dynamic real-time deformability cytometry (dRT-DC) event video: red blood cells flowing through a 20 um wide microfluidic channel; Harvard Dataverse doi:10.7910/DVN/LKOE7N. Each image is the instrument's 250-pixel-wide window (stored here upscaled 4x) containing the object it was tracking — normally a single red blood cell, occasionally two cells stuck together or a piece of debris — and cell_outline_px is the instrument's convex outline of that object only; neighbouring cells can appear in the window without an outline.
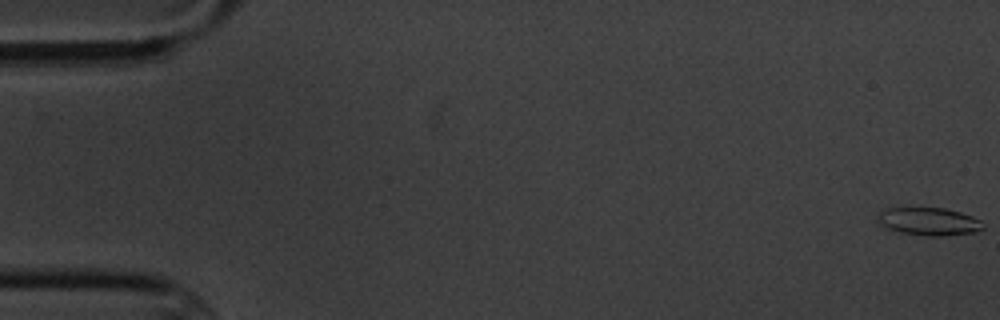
{"species": "common noctule bat (a hibernating species)", "species_latin": "Nyctalus noctula", "temperature_condition": "cold", "stored_images_in_passage": 7, "camera_frame_rate_fps": 3000, "um_per_image_px": 0.085, "animal": {"sex": "male", "body_mass_g": 20.1, "forearm_length_mm": 53.5}, "frame": {"image": 1, "passage_image": 1, "time_ms": 0.0, "image_size_px": [1000, 320], "cell_outline_px": [[984, 228], [976, 232], [944, 236], [928, 236], [900, 232], [888, 228], [880, 224], [876, 216], [880, 212], [888, 208], [944, 208], [960, 212], [972, 216], [980, 220]], "centroid_in_image_um": [78.97, 18.83], "position_along_channel_um": 6.0, "area_um2": 16.99}}
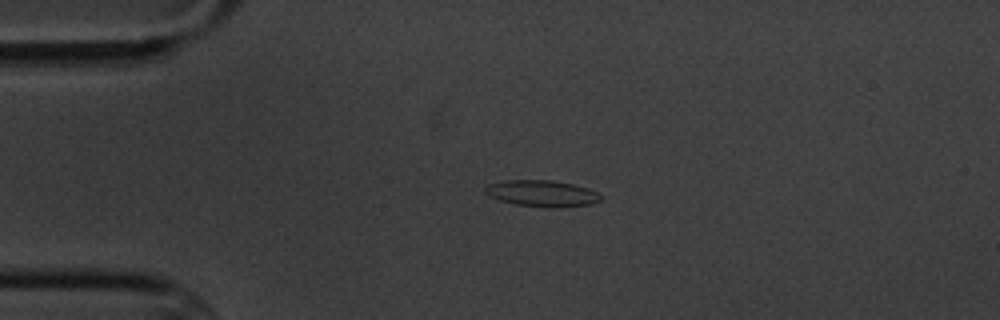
{"frame": {"image": 2, "passage_image": 5, "time_ms": 4.333, "image_size_px": [1000, 320], "cell_outline_px": [[600, 200], [592, 204], [556, 208], [548, 208], [516, 204], [500, 200], [488, 196], [484, 192], [484, 188], [488, 184], [504, 180], [552, 180], [572, 184], [588, 188], [596, 192], [600, 196]], "centroid_in_image_um": [46.04, 16.44], "position_along_channel_um": 39.0, "area_um2": 17.8}}
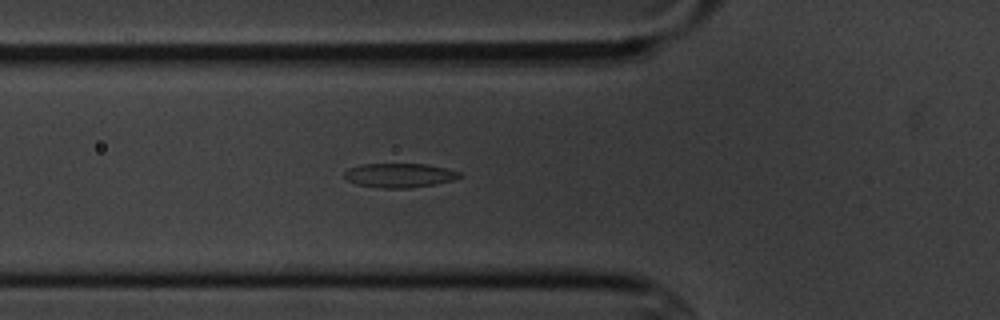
{"frame": {"image": 3, "passage_image": 7, "time_ms": 6.667, "image_size_px": [1000, 320], "cell_outline_px": [[464, 176], [452, 180], [432, 184], [408, 188], [380, 188], [356, 184], [348, 180], [344, 176], [344, 172], [348, 168], [360, 164], [428, 164], [460, 172]], "centroid_in_image_um": [33.93, 14.9], "position_along_channel_um": 91.9, "area_um2": 16.18}}